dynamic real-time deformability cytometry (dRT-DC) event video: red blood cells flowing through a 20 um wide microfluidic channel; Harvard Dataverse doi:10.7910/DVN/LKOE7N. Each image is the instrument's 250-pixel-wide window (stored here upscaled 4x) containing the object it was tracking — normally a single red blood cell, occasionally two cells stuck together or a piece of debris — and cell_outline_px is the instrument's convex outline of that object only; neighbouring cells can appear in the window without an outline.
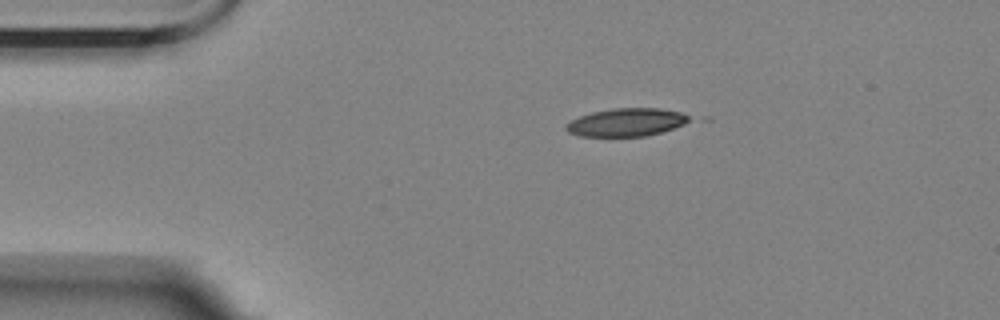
{"species": "Egyptian fruit bat (a non-hibernating species)", "species_latin": "Rousettus aegyptiacus", "temperature_condition": "room temperature", "stored_images_in_passage": 9, "camera_frame_rate_fps": 3000, "um_per_image_px": 0.085, "animal": {"sex": "female"}, "frame": {"image": 1, "passage_image": 1, "time_ms": 0.0, "image_size_px": [1000, 320], "cell_outline_px": [[692, 120], [684, 124], [660, 132], [644, 136], [580, 136], [568, 132], [564, 128], [564, 124], [580, 116], [592, 112], [612, 108], [660, 108], [680, 112], [688, 116]], "centroid_in_image_um": [53.21, 10.39], "position_along_channel_um": 31.8, "area_um2": 20.0}}
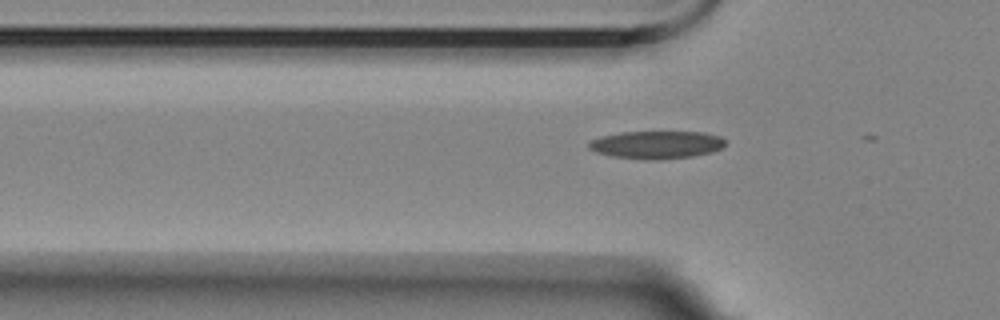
{"frame": {"image": 2, "passage_image": 8, "time_ms": 2.333, "image_size_px": [1000, 320], "cell_outline_px": [[724, 148], [712, 152], [692, 156], [660, 160], [644, 160], [612, 156], [596, 152], [588, 148], [588, 144], [592, 140], [600, 136], [620, 132], [704, 132], [720, 136], [724, 140]], "centroid_in_image_um": [55.81, 12.31], "position_along_channel_um": 70.0, "area_um2": 22.25}}